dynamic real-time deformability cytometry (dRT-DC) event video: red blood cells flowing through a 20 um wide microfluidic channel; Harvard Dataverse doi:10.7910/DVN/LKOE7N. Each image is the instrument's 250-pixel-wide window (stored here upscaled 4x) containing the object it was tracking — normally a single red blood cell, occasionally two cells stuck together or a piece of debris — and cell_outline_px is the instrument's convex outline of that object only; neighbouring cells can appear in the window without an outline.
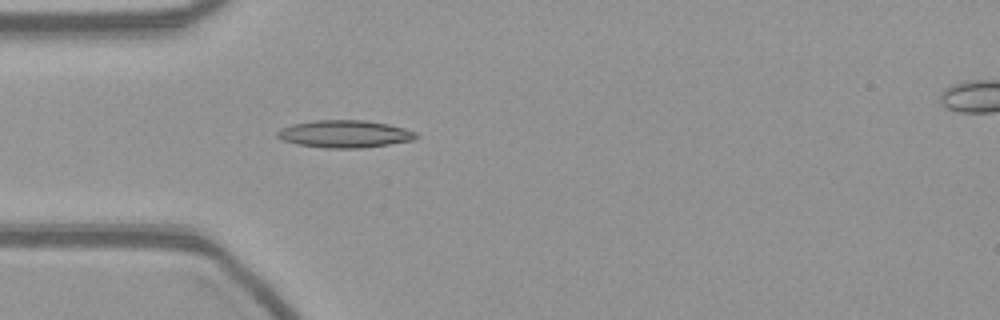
{"species": "common noctule bat (a hibernating species)", "species_latin": "Nyctalus noctula", "temperature_condition": "warm", "stored_images_in_passage": 44, "camera_frame_rate_fps": 3000, "um_per_image_px": 0.085, "animal": {"sex": "female", "body_mass_g": 21.9}, "frame": {"image": 1, "passage_image": 7, "time_ms": 2.0, "image_size_px": [1000, 320], "cell_outline_px": [[416, 136], [412, 140], [388, 144], [360, 148], [324, 148], [296, 144], [284, 140], [276, 136], [276, 132], [280, 128], [292, 124], [316, 120], [364, 120], [388, 124], [404, 128], [416, 132]], "centroid_in_image_um": [29.25, 11.38], "position_along_channel_um": 55.8, "area_um2": 22.02}}
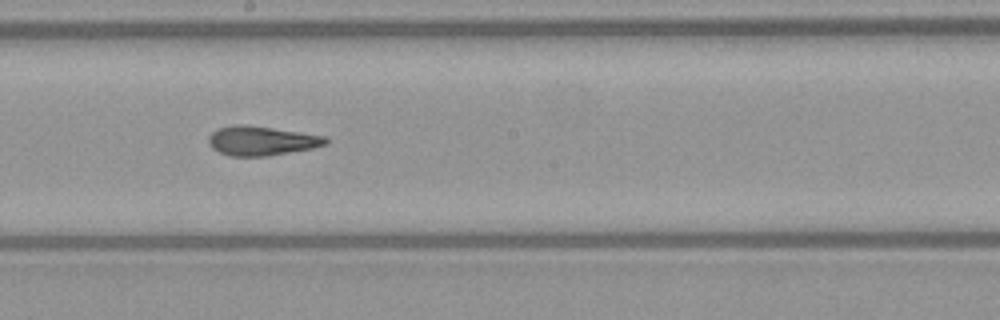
{"frame": {"image": 2, "passage_image": 21, "time_ms": 6.667, "image_size_px": [1000, 320], "cell_outline_px": [[328, 144], [312, 148], [268, 156], [228, 156], [212, 148], [208, 144], [208, 136], [212, 132], [220, 128], [236, 124], [244, 124], [328, 136]], "centroid_in_image_um": [22.23, 11.97], "position_along_channel_um": 226.0, "area_um2": 20.06}}
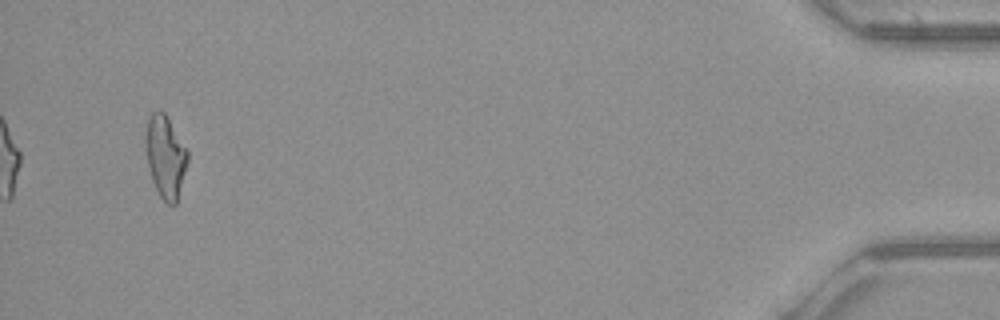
{"frame": {"image": 3, "passage_image": 44, "time_ms": 14.333, "image_size_px": [1000, 320], "cell_outline_px": [[188, 160], [176, 204], [168, 204], [160, 196], [152, 180], [148, 168], [144, 144], [144, 136], [148, 116], [152, 112], [160, 108], [164, 112], [188, 152]], "centroid_in_image_um": [14.02, 13.27], "position_along_channel_um": 421.2, "area_um2": 20.17}}